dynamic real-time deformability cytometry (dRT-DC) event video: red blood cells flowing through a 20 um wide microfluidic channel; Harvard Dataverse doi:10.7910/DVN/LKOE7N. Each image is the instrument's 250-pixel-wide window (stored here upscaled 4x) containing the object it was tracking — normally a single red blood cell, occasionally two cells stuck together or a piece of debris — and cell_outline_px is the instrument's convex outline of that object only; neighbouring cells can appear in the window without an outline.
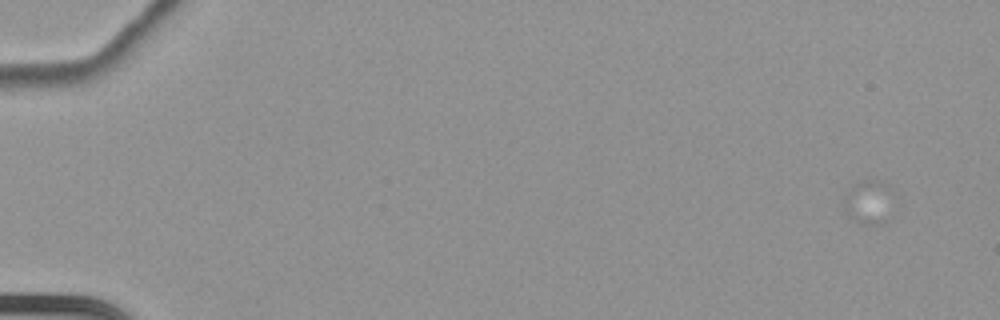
{"species": "common noctule bat (a hibernating species)", "species_latin": "Nyctalus noctula", "temperature_condition": "cold", "stored_images_in_passage": 1, "camera_frame_rate_fps": 3000, "um_per_image_px": 0.085, "animal": {"sex": "female", "body_mass_g": 22.7, "forearm_length_mm": 54.2}, "frame": {"image": 1, "passage_image": 1, "time_ms": 0.0, "image_size_px": [1000, 320], "cell_outline_px": [[892, 188], [888, 220], [884, 224], [860, 224], [848, 216], [844, 212], [844, 196], [856, 180], [880, 180], [888, 184]], "centroid_in_image_um": [73.82, 17.16], "position_along_channel_um": 11.2, "area_um2": 13.01}}